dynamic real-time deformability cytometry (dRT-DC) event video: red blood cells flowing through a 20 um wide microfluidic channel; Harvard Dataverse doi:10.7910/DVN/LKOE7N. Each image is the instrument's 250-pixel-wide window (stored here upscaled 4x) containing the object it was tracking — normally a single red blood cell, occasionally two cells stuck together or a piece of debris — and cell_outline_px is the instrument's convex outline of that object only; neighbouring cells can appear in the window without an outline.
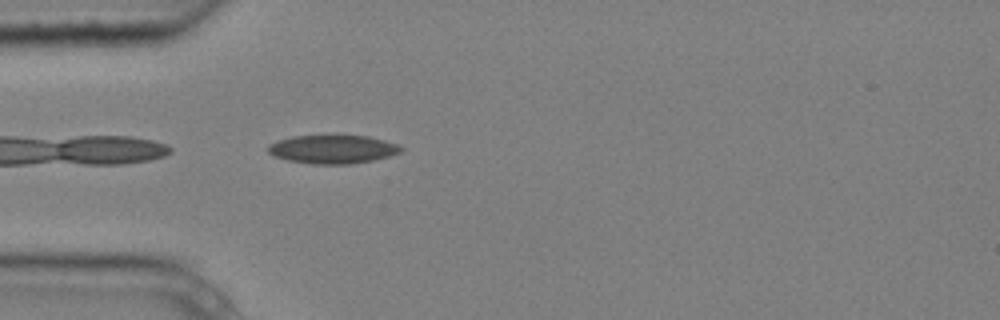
{"species": "common noctule bat (a hibernating species)", "species_latin": "Nyctalus noctula", "temperature_condition": "cold", "stored_images_in_passage": 5, "camera_frame_rate_fps": 3000, "um_per_image_px": 0.085, "animal": {"sex": "male", "body_mass_g": 20.4}, "frame": {"image": 1, "passage_image": 5, "time_ms": 1.333, "image_size_px": [1000, 320], "cell_outline_px": [[404, 148], [400, 152], [388, 156], [372, 160], [352, 164], [312, 164], [288, 160], [276, 156], [268, 152], [268, 144], [292, 136], [368, 136], [384, 140], [396, 144]], "centroid_in_image_um": [28.28, 12.69], "position_along_channel_um": 56.7, "area_um2": 21.79}}